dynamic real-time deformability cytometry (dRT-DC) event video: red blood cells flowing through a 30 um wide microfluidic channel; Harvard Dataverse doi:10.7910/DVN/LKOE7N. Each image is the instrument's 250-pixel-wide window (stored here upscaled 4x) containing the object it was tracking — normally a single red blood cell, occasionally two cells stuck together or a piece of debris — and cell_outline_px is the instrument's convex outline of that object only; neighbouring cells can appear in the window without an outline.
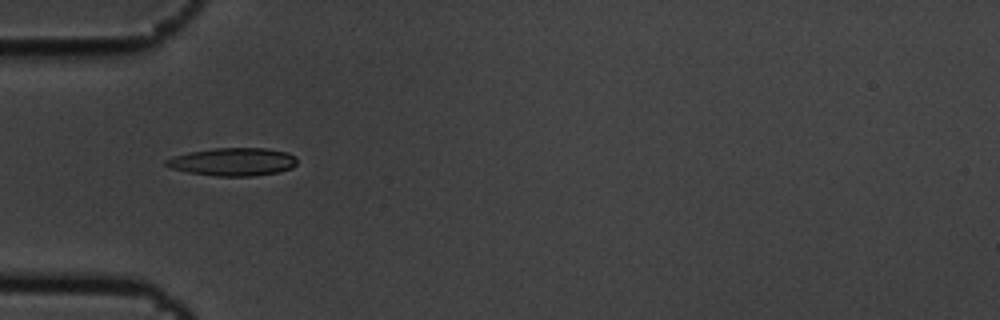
{"species": "common noctule bat (a hibernating species)", "species_latin": "Nyctalus noctula", "temperature_condition": "cold", "stored_images_in_passage": 7, "camera_frame_rate_fps": 3000, "um_per_image_px": 0.085, "animal": {"sex": "male", "body_mass_g": 19.5, "forearm_length_mm": 54.6}, "frame": {"image": 1, "passage_image": 1, "time_ms": 0.0, "image_size_px": [1000, 320], "cell_outline_px": [[296, 164], [292, 168], [276, 172], [252, 176], [216, 176], [188, 172], [172, 168], [164, 164], [164, 160], [188, 152], [212, 148], [264, 148], [288, 152], [296, 156]], "centroid_in_image_um": [19.81, 13.74], "position_along_channel_um": 65.2, "area_um2": 21.27}}
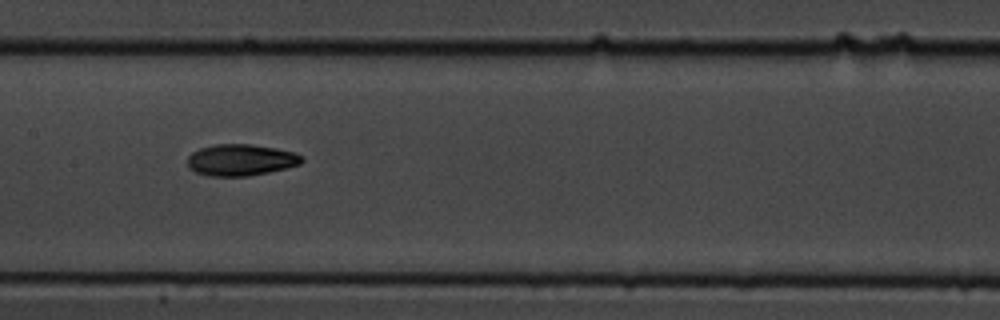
{"frame": {"image": 2, "passage_image": 4, "time_ms": 1.0, "image_size_px": [1000, 320], "cell_outline_px": [[304, 160], [300, 164], [268, 172], [248, 176], [208, 176], [196, 172], [188, 168], [188, 156], [192, 152], [200, 148], [216, 144], [252, 144], [276, 148], [296, 152], [304, 156]], "centroid_in_image_um": [20.48, 13.59], "position_along_channel_um": 186.9, "area_um2": 21.1}}
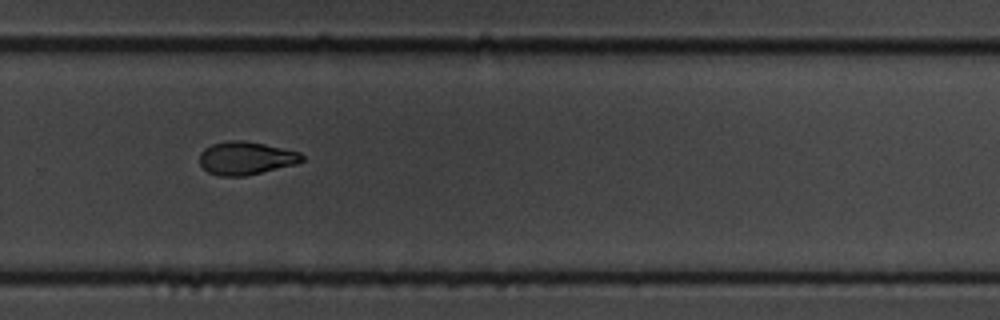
{"frame": {"image": 3, "passage_image": 7, "time_ms": 2.0, "image_size_px": [1000, 320], "cell_outline_px": [[304, 160], [296, 164], [244, 176], [220, 176], [208, 172], [200, 164], [200, 152], [204, 148], [212, 144], [228, 140], [244, 140], [264, 144], [300, 152], [304, 156]], "centroid_in_image_um": [20.89, 13.43], "position_along_channel_um": 308.9, "area_um2": 19.71}}